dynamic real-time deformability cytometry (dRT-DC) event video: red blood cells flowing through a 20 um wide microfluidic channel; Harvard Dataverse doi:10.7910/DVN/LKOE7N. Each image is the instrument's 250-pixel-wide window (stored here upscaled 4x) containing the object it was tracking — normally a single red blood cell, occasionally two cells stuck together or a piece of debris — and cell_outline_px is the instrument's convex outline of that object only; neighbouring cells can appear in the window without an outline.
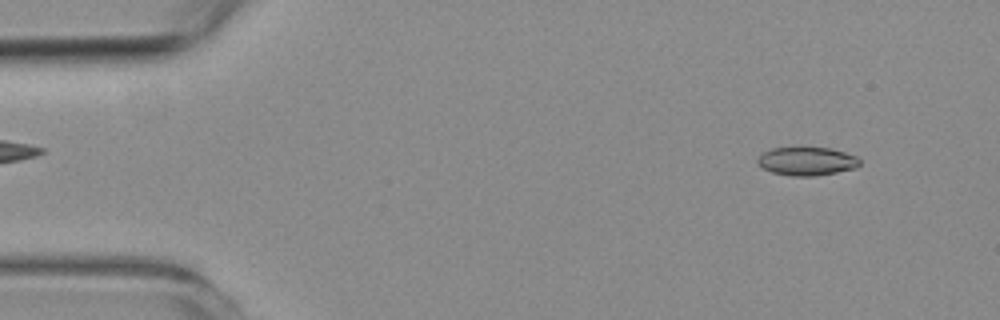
{"species": "common noctule bat (a hibernating species)", "species_latin": "Nyctalus noctula", "temperature_condition": "room temperature", "stored_images_in_passage": 53, "camera_frame_rate_fps": 3000, "um_per_image_px": 0.085, "animal": {"sex": "female", "body_mass_g": 19.3, "forearm_length_mm": 54.1}, "frame": {"image": 1, "passage_image": 4, "time_ms": 1.0, "image_size_px": [1000, 320], "cell_outline_px": [[860, 164], [856, 168], [836, 172], [812, 176], [792, 176], [772, 172], [756, 164], [756, 160], [764, 152], [772, 148], [800, 144], [832, 148], [856, 156], [860, 160]], "centroid_in_image_um": [68.56, 13.64], "position_along_channel_um": 16.4, "area_um2": 17.63}}
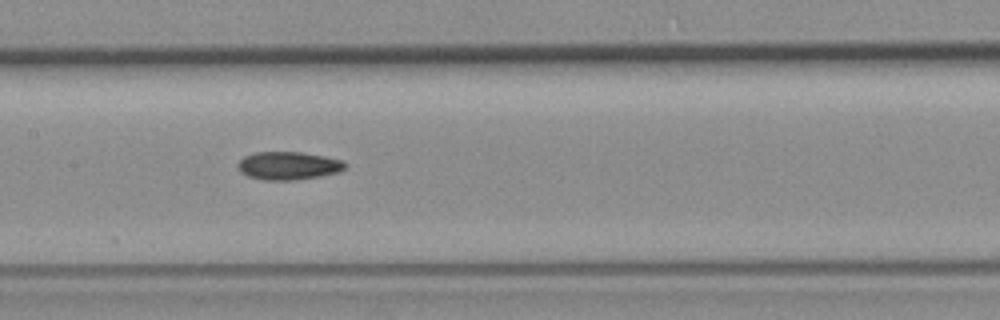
{"frame": {"image": 2, "passage_image": 25, "time_ms": 8.0, "image_size_px": [1000, 320], "cell_outline_px": [[348, 164], [340, 172], [320, 176], [296, 180], [264, 180], [248, 176], [240, 172], [236, 164], [244, 156], [256, 152], [300, 152], [324, 156], [344, 160]], "centroid_in_image_um": [24.52, 14.08], "position_along_channel_um": 182.9, "area_um2": 17.69}}
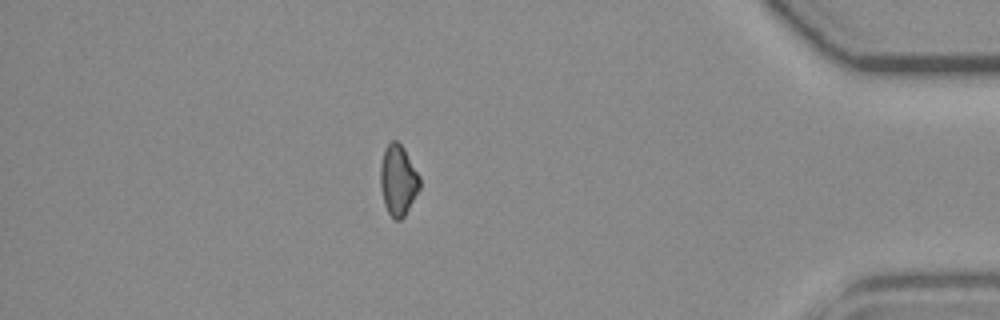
{"frame": {"image": 3, "passage_image": 46, "time_ms": 15.0, "image_size_px": [1000, 320], "cell_outline_px": [[420, 188], [404, 216], [400, 220], [396, 220], [388, 212], [384, 204], [380, 188], [380, 164], [384, 148], [392, 140], [396, 140], [404, 148], [420, 176]], "centroid_in_image_um": [33.83, 15.3], "position_along_channel_um": 401.4, "area_um2": 16.24}}